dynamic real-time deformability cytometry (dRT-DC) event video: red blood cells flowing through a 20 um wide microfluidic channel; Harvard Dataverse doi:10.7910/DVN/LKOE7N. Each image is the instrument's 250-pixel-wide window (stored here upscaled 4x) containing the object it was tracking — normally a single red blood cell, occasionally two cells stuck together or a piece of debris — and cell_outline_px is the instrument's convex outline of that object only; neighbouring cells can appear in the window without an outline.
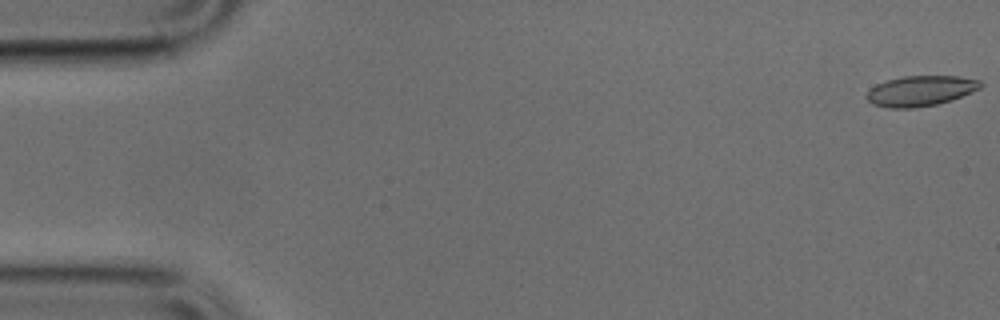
{"species": "common noctule bat (a hibernating species)", "species_latin": "Nyctalus noctula", "temperature_condition": "cold", "stored_images_in_passage": 50, "camera_frame_rate_fps": 3000, "um_per_image_px": 0.085, "animal": {"sex": "male", "body_mass_g": 17.9, "forearm_length_mm": 54.2}, "frame": {"image": 1, "passage_image": 1, "time_ms": 0.0, "image_size_px": [1000, 320], "cell_outline_px": [[984, 84], [980, 88], [952, 100], [936, 104], [912, 108], [888, 108], [872, 104], [864, 96], [876, 84], [888, 80], [904, 76], [960, 76], [980, 80]], "centroid_in_image_um": [78.25, 7.72], "position_along_channel_um": 6.8, "area_um2": 20.11}}
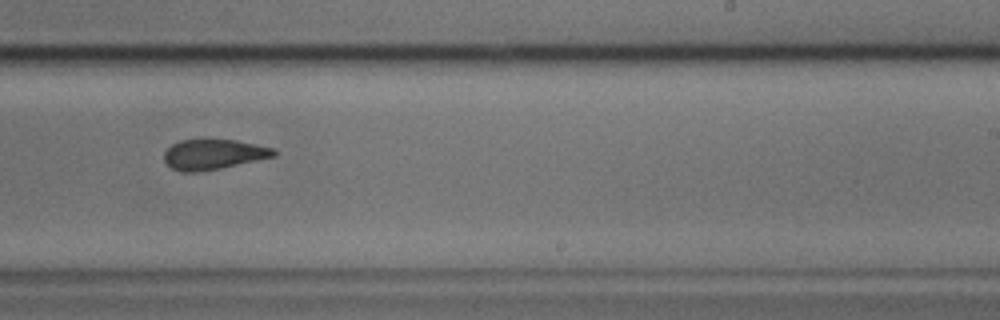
{"frame": {"image": 2, "passage_image": 31, "time_ms": 10.0, "image_size_px": [1000, 320], "cell_outline_px": [[276, 156], [220, 168], [196, 172], [184, 172], [172, 168], [164, 160], [164, 152], [172, 144], [180, 140], [236, 140], [276, 148]], "centroid_in_image_um": [18.16, 13.12], "position_along_channel_um": 270.8, "area_um2": 19.13}}
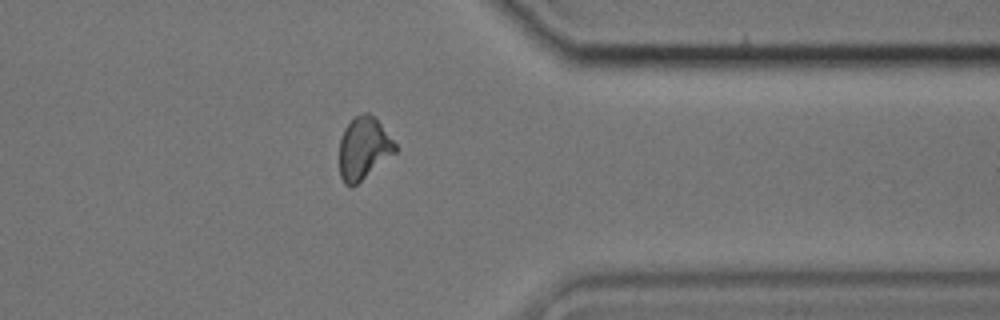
{"frame": {"image": 3, "passage_image": 40, "time_ms": 13.0, "image_size_px": [1000, 320], "cell_outline_px": [[396, 152], [352, 188], [344, 184], [340, 176], [340, 140], [344, 128], [356, 116], [364, 112], [368, 112], [380, 124], [396, 144]], "centroid_in_image_um": [30.89, 12.64], "position_along_channel_um": 380.5, "area_um2": 20.0}}